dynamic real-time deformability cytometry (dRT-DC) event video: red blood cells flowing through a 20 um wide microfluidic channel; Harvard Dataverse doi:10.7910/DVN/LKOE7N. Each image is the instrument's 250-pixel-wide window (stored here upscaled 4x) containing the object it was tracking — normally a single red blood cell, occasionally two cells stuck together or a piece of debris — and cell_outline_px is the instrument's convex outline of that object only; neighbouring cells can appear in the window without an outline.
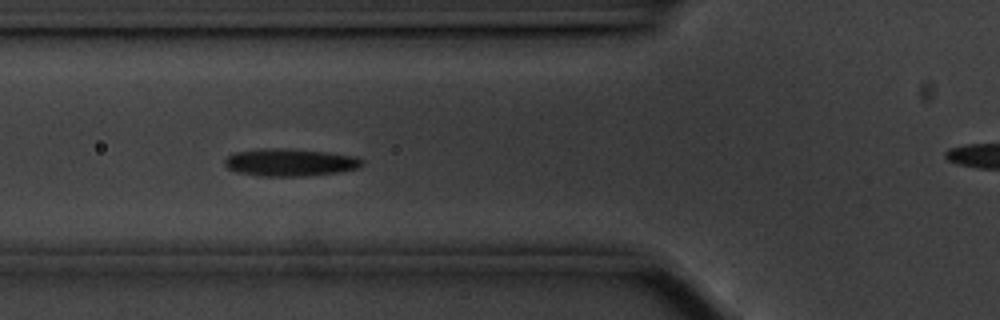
{"species": "common noctule bat (a hibernating species)", "species_latin": "Nyctalus noctula", "temperature_condition": "cold", "stored_images_in_passage": 50, "camera_frame_rate_fps": 3000, "um_per_image_px": 0.085, "animal": {"sex": "male", "body_mass_g": 20.1, "forearm_length_mm": 53.5}, "frame": {"image": 1, "passage_image": 13, "time_ms": 4.0, "image_size_px": [1000, 320], "cell_outline_px": [[364, 164], [356, 168], [340, 172], [304, 176], [260, 176], [236, 172], [228, 168], [224, 164], [224, 160], [228, 156], [236, 152], [256, 148], [288, 148], [328, 152], [356, 156], [364, 160]], "centroid_in_image_um": [24.65, 13.79], "position_along_channel_um": 101.2, "area_um2": 22.25}}
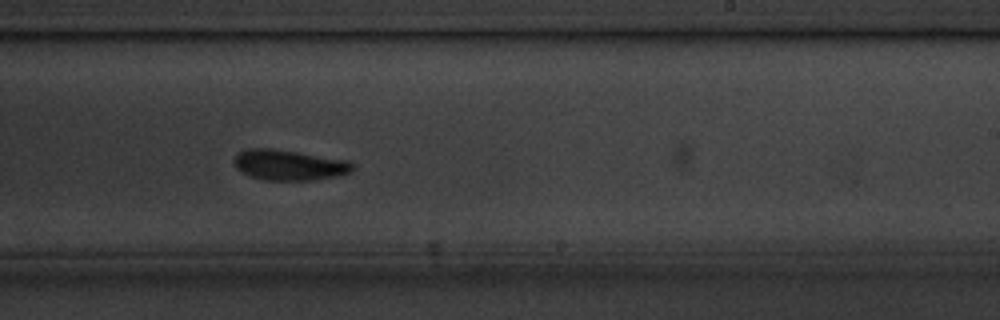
{"frame": {"image": 2, "passage_image": 27, "time_ms": 8.667, "image_size_px": [1000, 320], "cell_outline_px": [[356, 164], [352, 172], [336, 176], [312, 180], [264, 180], [252, 176], [236, 168], [236, 156], [240, 152], [248, 148], [272, 148], [352, 160]], "centroid_in_image_um": [24.68, 14.01], "position_along_channel_um": 264.3, "area_um2": 21.1}}
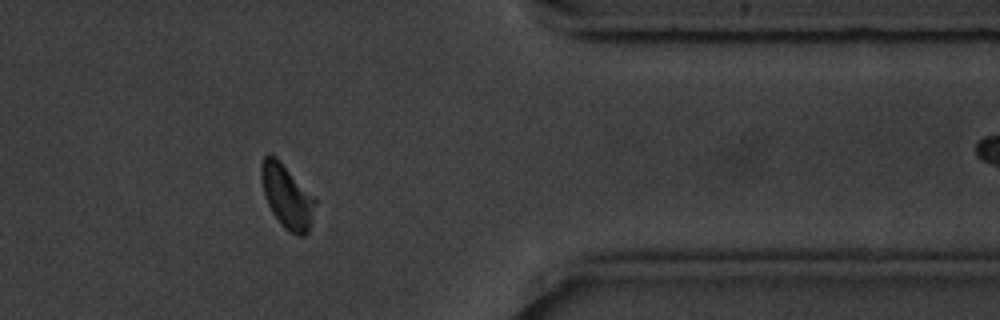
{"frame": {"image": 3, "passage_image": 39, "time_ms": 12.667, "image_size_px": [1000, 320], "cell_outline_px": [[316, 200], [312, 220], [308, 232], [304, 236], [300, 236], [288, 232], [280, 224], [272, 212], [268, 204], [264, 192], [260, 176], [260, 164], [264, 156], [268, 152], [276, 156]], "centroid_in_image_um": [24.36, 16.69], "position_along_channel_um": 387.0, "area_um2": 19.88}, "authors_computed_cell_mechanics": {"area_um2": 21.097, "velocity_mm_per_s": 3.4977, "shape_relaxation_time_tau1_ms": 2.9252, "shape_relaxation_time_tau2_ms": 4.5274, "deformation_change_tau1": 0.0923, "deformation_change_tau2": 0.0851}}